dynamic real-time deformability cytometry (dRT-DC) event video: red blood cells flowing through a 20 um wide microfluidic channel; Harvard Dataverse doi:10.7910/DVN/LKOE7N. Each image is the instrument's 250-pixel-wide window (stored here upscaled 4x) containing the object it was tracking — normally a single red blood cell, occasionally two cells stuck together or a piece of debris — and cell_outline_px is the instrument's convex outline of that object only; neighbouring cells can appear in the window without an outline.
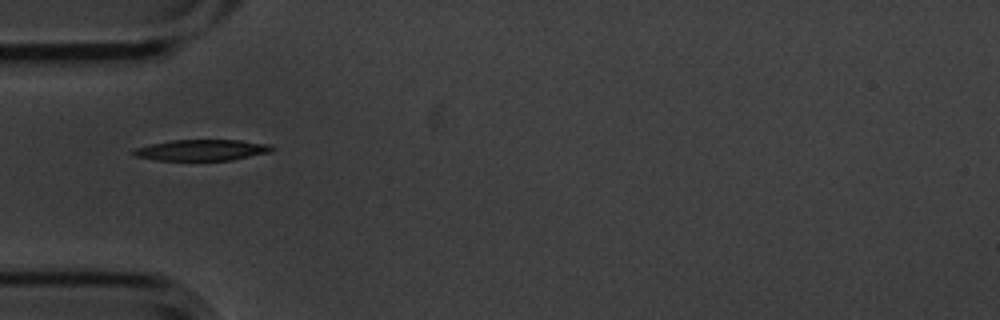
{"species": "common noctule bat (a hibernating species)", "species_latin": "Nyctalus noctula", "temperature_condition": "cold", "stored_images_in_passage": 3, "camera_frame_rate_fps": 3000, "um_per_image_px": 0.085, "animal": {"sex": "male", "body_mass_g": 20.1, "forearm_length_mm": 53.5}, "frame": {"image": 1, "passage_image": 1, "time_ms": 0.0, "image_size_px": [1000, 320], "cell_outline_px": [[276, 148], [272, 152], [232, 160], [156, 160], [132, 156], [132, 148], [172, 140], [240, 140], [272, 144]], "centroid_in_image_um": [17.18, 12.75], "position_along_channel_um": 67.8, "area_um2": 17.22}}
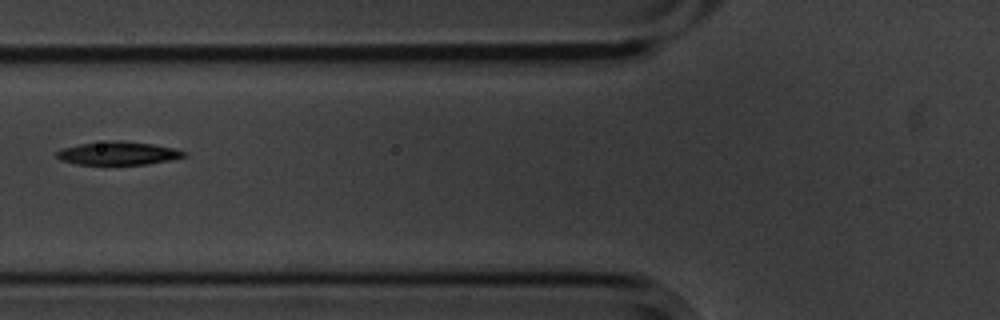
{"frame": {"image": 2, "passage_image": 2, "time_ms": 0.333, "image_size_px": [1000, 320], "cell_outline_px": [[188, 152], [184, 156], [172, 160], [148, 164], [76, 164], [60, 160], [56, 156], [56, 152], [60, 148], [80, 144], [108, 140], [120, 140], [152, 144], [172, 148]], "centroid_in_image_um": [10.01, 13.02], "position_along_channel_um": 115.8, "area_um2": 17.28}}
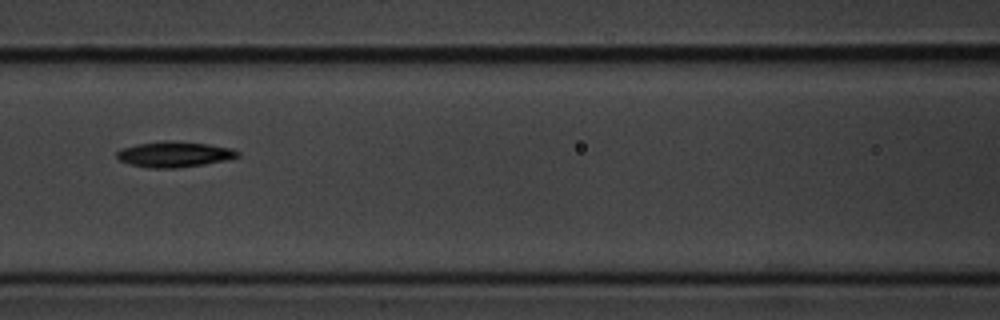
{"frame": {"image": 3, "passage_image": 3, "time_ms": 0.667, "image_size_px": [1000, 320], "cell_outline_px": [[240, 156], [228, 160], [204, 164], [176, 168], [148, 168], [128, 164], [120, 160], [116, 156], [116, 152], [120, 148], [136, 144], [164, 140], [168, 140], [208, 144], [232, 148], [240, 152]], "centroid_in_image_um": [14.8, 13.11], "position_along_channel_um": 151.8, "area_um2": 18.26}}